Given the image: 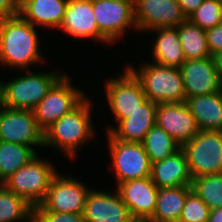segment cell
Segmentation results:
<instances>
[{"mask_svg": "<svg viewBox=\"0 0 222 222\" xmlns=\"http://www.w3.org/2000/svg\"><path fill=\"white\" fill-rule=\"evenodd\" d=\"M71 80L65 73L32 110L37 125L43 132L87 97L86 91L75 87Z\"/></svg>", "mask_w": 222, "mask_h": 222, "instance_id": "obj_6", "label": "cell"}, {"mask_svg": "<svg viewBox=\"0 0 222 222\" xmlns=\"http://www.w3.org/2000/svg\"><path fill=\"white\" fill-rule=\"evenodd\" d=\"M53 162L41 159L38 154L5 180L4 187L23 198L32 207L44 200L53 177L57 174Z\"/></svg>", "mask_w": 222, "mask_h": 222, "instance_id": "obj_5", "label": "cell"}, {"mask_svg": "<svg viewBox=\"0 0 222 222\" xmlns=\"http://www.w3.org/2000/svg\"><path fill=\"white\" fill-rule=\"evenodd\" d=\"M191 191V185L158 188L156 208L150 220L152 222H178L187 195Z\"/></svg>", "mask_w": 222, "mask_h": 222, "instance_id": "obj_24", "label": "cell"}, {"mask_svg": "<svg viewBox=\"0 0 222 222\" xmlns=\"http://www.w3.org/2000/svg\"><path fill=\"white\" fill-rule=\"evenodd\" d=\"M211 58L213 60L216 71L218 72V75H219L220 80L222 82V51L213 53L211 55Z\"/></svg>", "mask_w": 222, "mask_h": 222, "instance_id": "obj_36", "label": "cell"}, {"mask_svg": "<svg viewBox=\"0 0 222 222\" xmlns=\"http://www.w3.org/2000/svg\"><path fill=\"white\" fill-rule=\"evenodd\" d=\"M209 214V207L192 190L187 195V199L178 222H208Z\"/></svg>", "mask_w": 222, "mask_h": 222, "instance_id": "obj_31", "label": "cell"}, {"mask_svg": "<svg viewBox=\"0 0 222 222\" xmlns=\"http://www.w3.org/2000/svg\"><path fill=\"white\" fill-rule=\"evenodd\" d=\"M155 32L156 39L151 44L152 60L159 65L180 68L186 61L177 27L157 28L150 30Z\"/></svg>", "mask_w": 222, "mask_h": 222, "instance_id": "obj_22", "label": "cell"}, {"mask_svg": "<svg viewBox=\"0 0 222 222\" xmlns=\"http://www.w3.org/2000/svg\"><path fill=\"white\" fill-rule=\"evenodd\" d=\"M37 27L25 21L19 14L0 19V65L30 70L35 64H43ZM31 66V67H30Z\"/></svg>", "mask_w": 222, "mask_h": 222, "instance_id": "obj_1", "label": "cell"}, {"mask_svg": "<svg viewBox=\"0 0 222 222\" xmlns=\"http://www.w3.org/2000/svg\"><path fill=\"white\" fill-rule=\"evenodd\" d=\"M155 124L164 129L181 147L200 130L186 102L157 103Z\"/></svg>", "mask_w": 222, "mask_h": 222, "instance_id": "obj_14", "label": "cell"}, {"mask_svg": "<svg viewBox=\"0 0 222 222\" xmlns=\"http://www.w3.org/2000/svg\"><path fill=\"white\" fill-rule=\"evenodd\" d=\"M211 1H216V2H221L222 3V0H211Z\"/></svg>", "mask_w": 222, "mask_h": 222, "instance_id": "obj_41", "label": "cell"}, {"mask_svg": "<svg viewBox=\"0 0 222 222\" xmlns=\"http://www.w3.org/2000/svg\"><path fill=\"white\" fill-rule=\"evenodd\" d=\"M32 206L23 198L0 187V222H31Z\"/></svg>", "mask_w": 222, "mask_h": 222, "instance_id": "obj_28", "label": "cell"}, {"mask_svg": "<svg viewBox=\"0 0 222 222\" xmlns=\"http://www.w3.org/2000/svg\"><path fill=\"white\" fill-rule=\"evenodd\" d=\"M157 103L148 99L130 117L121 119L117 128L112 125L106 128L115 139L125 142L142 143L146 134L155 125Z\"/></svg>", "mask_w": 222, "mask_h": 222, "instance_id": "obj_19", "label": "cell"}, {"mask_svg": "<svg viewBox=\"0 0 222 222\" xmlns=\"http://www.w3.org/2000/svg\"><path fill=\"white\" fill-rule=\"evenodd\" d=\"M19 0H0V19L18 15Z\"/></svg>", "mask_w": 222, "mask_h": 222, "instance_id": "obj_34", "label": "cell"}, {"mask_svg": "<svg viewBox=\"0 0 222 222\" xmlns=\"http://www.w3.org/2000/svg\"><path fill=\"white\" fill-rule=\"evenodd\" d=\"M181 148L192 179L222 173V131L200 130Z\"/></svg>", "mask_w": 222, "mask_h": 222, "instance_id": "obj_7", "label": "cell"}, {"mask_svg": "<svg viewBox=\"0 0 222 222\" xmlns=\"http://www.w3.org/2000/svg\"><path fill=\"white\" fill-rule=\"evenodd\" d=\"M5 83L0 81L2 106L9 109L33 110L47 95L52 86L65 74L61 72H32Z\"/></svg>", "mask_w": 222, "mask_h": 222, "instance_id": "obj_3", "label": "cell"}, {"mask_svg": "<svg viewBox=\"0 0 222 222\" xmlns=\"http://www.w3.org/2000/svg\"><path fill=\"white\" fill-rule=\"evenodd\" d=\"M199 130L222 131V91L185 100Z\"/></svg>", "mask_w": 222, "mask_h": 222, "instance_id": "obj_23", "label": "cell"}, {"mask_svg": "<svg viewBox=\"0 0 222 222\" xmlns=\"http://www.w3.org/2000/svg\"><path fill=\"white\" fill-rule=\"evenodd\" d=\"M5 178L2 176V173L0 171V187H4L5 185Z\"/></svg>", "mask_w": 222, "mask_h": 222, "instance_id": "obj_39", "label": "cell"}, {"mask_svg": "<svg viewBox=\"0 0 222 222\" xmlns=\"http://www.w3.org/2000/svg\"><path fill=\"white\" fill-rule=\"evenodd\" d=\"M208 222H222V208L210 210Z\"/></svg>", "mask_w": 222, "mask_h": 222, "instance_id": "obj_37", "label": "cell"}, {"mask_svg": "<svg viewBox=\"0 0 222 222\" xmlns=\"http://www.w3.org/2000/svg\"><path fill=\"white\" fill-rule=\"evenodd\" d=\"M0 141L33 148L44 147L43 131L38 127L32 110L0 107Z\"/></svg>", "mask_w": 222, "mask_h": 222, "instance_id": "obj_12", "label": "cell"}, {"mask_svg": "<svg viewBox=\"0 0 222 222\" xmlns=\"http://www.w3.org/2000/svg\"><path fill=\"white\" fill-rule=\"evenodd\" d=\"M150 178L158 188L192 185L184 150L180 148L163 160L151 163Z\"/></svg>", "mask_w": 222, "mask_h": 222, "instance_id": "obj_20", "label": "cell"}, {"mask_svg": "<svg viewBox=\"0 0 222 222\" xmlns=\"http://www.w3.org/2000/svg\"><path fill=\"white\" fill-rule=\"evenodd\" d=\"M134 19L138 31L178 27L187 20L177 0H134Z\"/></svg>", "mask_w": 222, "mask_h": 222, "instance_id": "obj_13", "label": "cell"}, {"mask_svg": "<svg viewBox=\"0 0 222 222\" xmlns=\"http://www.w3.org/2000/svg\"><path fill=\"white\" fill-rule=\"evenodd\" d=\"M129 222H152V221L147 218H132Z\"/></svg>", "mask_w": 222, "mask_h": 222, "instance_id": "obj_38", "label": "cell"}, {"mask_svg": "<svg viewBox=\"0 0 222 222\" xmlns=\"http://www.w3.org/2000/svg\"><path fill=\"white\" fill-rule=\"evenodd\" d=\"M113 191L90 190L83 212L85 222H129L133 218L120 194Z\"/></svg>", "mask_w": 222, "mask_h": 222, "instance_id": "obj_16", "label": "cell"}, {"mask_svg": "<svg viewBox=\"0 0 222 222\" xmlns=\"http://www.w3.org/2000/svg\"><path fill=\"white\" fill-rule=\"evenodd\" d=\"M92 188L72 175L53 177L41 206L51 212L83 214L87 195Z\"/></svg>", "mask_w": 222, "mask_h": 222, "instance_id": "obj_11", "label": "cell"}, {"mask_svg": "<svg viewBox=\"0 0 222 222\" xmlns=\"http://www.w3.org/2000/svg\"><path fill=\"white\" fill-rule=\"evenodd\" d=\"M31 222H85V219L83 214L51 212L38 205L32 207Z\"/></svg>", "mask_w": 222, "mask_h": 222, "instance_id": "obj_32", "label": "cell"}, {"mask_svg": "<svg viewBox=\"0 0 222 222\" xmlns=\"http://www.w3.org/2000/svg\"><path fill=\"white\" fill-rule=\"evenodd\" d=\"M116 190L133 218L150 219L153 216L158 187L152 182L150 176L124 181L116 185Z\"/></svg>", "mask_w": 222, "mask_h": 222, "instance_id": "obj_17", "label": "cell"}, {"mask_svg": "<svg viewBox=\"0 0 222 222\" xmlns=\"http://www.w3.org/2000/svg\"><path fill=\"white\" fill-rule=\"evenodd\" d=\"M60 30L73 38L100 41L92 0H68Z\"/></svg>", "mask_w": 222, "mask_h": 222, "instance_id": "obj_18", "label": "cell"}, {"mask_svg": "<svg viewBox=\"0 0 222 222\" xmlns=\"http://www.w3.org/2000/svg\"><path fill=\"white\" fill-rule=\"evenodd\" d=\"M187 19L204 30L213 28L222 22V3L203 0L197 10Z\"/></svg>", "mask_w": 222, "mask_h": 222, "instance_id": "obj_30", "label": "cell"}, {"mask_svg": "<svg viewBox=\"0 0 222 222\" xmlns=\"http://www.w3.org/2000/svg\"><path fill=\"white\" fill-rule=\"evenodd\" d=\"M209 53L222 51V22L215 27L206 30Z\"/></svg>", "mask_w": 222, "mask_h": 222, "instance_id": "obj_33", "label": "cell"}, {"mask_svg": "<svg viewBox=\"0 0 222 222\" xmlns=\"http://www.w3.org/2000/svg\"><path fill=\"white\" fill-rule=\"evenodd\" d=\"M119 77L109 78L103 89L107 105L117 124L121 119L130 117L147 100L139 79L126 66Z\"/></svg>", "mask_w": 222, "mask_h": 222, "instance_id": "obj_10", "label": "cell"}, {"mask_svg": "<svg viewBox=\"0 0 222 222\" xmlns=\"http://www.w3.org/2000/svg\"><path fill=\"white\" fill-rule=\"evenodd\" d=\"M92 102L86 97L70 113L62 116L44 132V147L64 152L70 160L80 151V146L92 140L95 136V127L92 125Z\"/></svg>", "mask_w": 222, "mask_h": 222, "instance_id": "obj_2", "label": "cell"}, {"mask_svg": "<svg viewBox=\"0 0 222 222\" xmlns=\"http://www.w3.org/2000/svg\"><path fill=\"white\" fill-rule=\"evenodd\" d=\"M127 67L139 79L146 98L155 103H179L186 100L182 74L179 68L143 62Z\"/></svg>", "mask_w": 222, "mask_h": 222, "instance_id": "obj_4", "label": "cell"}, {"mask_svg": "<svg viewBox=\"0 0 222 222\" xmlns=\"http://www.w3.org/2000/svg\"><path fill=\"white\" fill-rule=\"evenodd\" d=\"M142 144L151 163L163 160L181 148L164 129L156 124L146 134Z\"/></svg>", "mask_w": 222, "mask_h": 222, "instance_id": "obj_27", "label": "cell"}, {"mask_svg": "<svg viewBox=\"0 0 222 222\" xmlns=\"http://www.w3.org/2000/svg\"><path fill=\"white\" fill-rule=\"evenodd\" d=\"M68 0H19L18 14L34 27L59 29Z\"/></svg>", "mask_w": 222, "mask_h": 222, "instance_id": "obj_21", "label": "cell"}, {"mask_svg": "<svg viewBox=\"0 0 222 222\" xmlns=\"http://www.w3.org/2000/svg\"><path fill=\"white\" fill-rule=\"evenodd\" d=\"M179 69L186 98L208 95L221 90L222 82L211 57L186 60Z\"/></svg>", "mask_w": 222, "mask_h": 222, "instance_id": "obj_15", "label": "cell"}, {"mask_svg": "<svg viewBox=\"0 0 222 222\" xmlns=\"http://www.w3.org/2000/svg\"><path fill=\"white\" fill-rule=\"evenodd\" d=\"M177 31L186 60L211 57L206 30L187 19L177 27Z\"/></svg>", "mask_w": 222, "mask_h": 222, "instance_id": "obj_25", "label": "cell"}, {"mask_svg": "<svg viewBox=\"0 0 222 222\" xmlns=\"http://www.w3.org/2000/svg\"><path fill=\"white\" fill-rule=\"evenodd\" d=\"M38 150L22 144L0 141V171L7 179L19 168L29 163Z\"/></svg>", "mask_w": 222, "mask_h": 222, "instance_id": "obj_26", "label": "cell"}, {"mask_svg": "<svg viewBox=\"0 0 222 222\" xmlns=\"http://www.w3.org/2000/svg\"><path fill=\"white\" fill-rule=\"evenodd\" d=\"M2 106V98H1V85H0V107Z\"/></svg>", "mask_w": 222, "mask_h": 222, "instance_id": "obj_40", "label": "cell"}, {"mask_svg": "<svg viewBox=\"0 0 222 222\" xmlns=\"http://www.w3.org/2000/svg\"><path fill=\"white\" fill-rule=\"evenodd\" d=\"M191 186L210 210L222 208V173L193 178Z\"/></svg>", "mask_w": 222, "mask_h": 222, "instance_id": "obj_29", "label": "cell"}, {"mask_svg": "<svg viewBox=\"0 0 222 222\" xmlns=\"http://www.w3.org/2000/svg\"><path fill=\"white\" fill-rule=\"evenodd\" d=\"M100 42L112 45L130 28L137 30L133 0H92Z\"/></svg>", "mask_w": 222, "mask_h": 222, "instance_id": "obj_8", "label": "cell"}, {"mask_svg": "<svg viewBox=\"0 0 222 222\" xmlns=\"http://www.w3.org/2000/svg\"><path fill=\"white\" fill-rule=\"evenodd\" d=\"M183 13L189 18L197 8L201 5L203 0H177Z\"/></svg>", "mask_w": 222, "mask_h": 222, "instance_id": "obj_35", "label": "cell"}, {"mask_svg": "<svg viewBox=\"0 0 222 222\" xmlns=\"http://www.w3.org/2000/svg\"><path fill=\"white\" fill-rule=\"evenodd\" d=\"M106 134L117 185L150 176L151 162L142 143L125 142Z\"/></svg>", "mask_w": 222, "mask_h": 222, "instance_id": "obj_9", "label": "cell"}]
</instances>
